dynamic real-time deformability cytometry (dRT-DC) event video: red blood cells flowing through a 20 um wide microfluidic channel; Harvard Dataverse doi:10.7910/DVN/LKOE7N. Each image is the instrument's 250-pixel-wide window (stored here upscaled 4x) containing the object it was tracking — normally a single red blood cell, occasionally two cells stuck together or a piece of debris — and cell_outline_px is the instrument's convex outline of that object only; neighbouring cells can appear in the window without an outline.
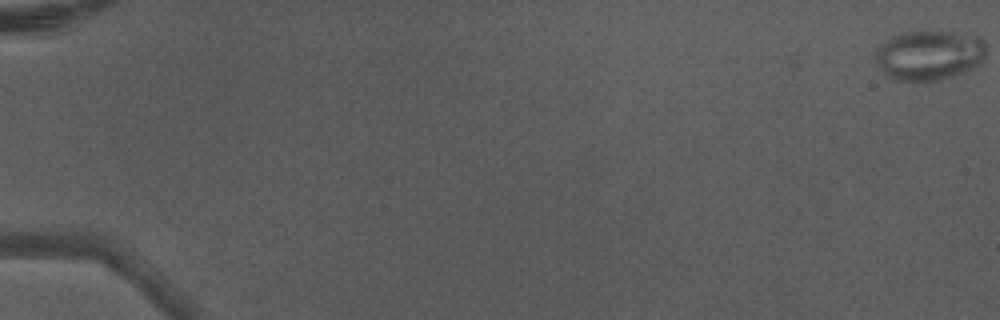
{"species": "Egyptian fruit bat (a non-hibernating species)", "species_latin": "Rousettus aegyptiacus", "temperature_condition": "warm", "stored_images_in_passage": 6, "camera_frame_rate_fps": 3000, "um_per_image_px": 0.085, "animal": {"sex": "male"}, "frame": {"image": 1, "passage_image": 1, "time_ms": 0.0, "image_size_px": [1000, 320], "cell_outline_px": [[984, 56], [972, 68], [936, 80], [896, 80], [888, 76], [876, 64], [876, 52], [892, 36], [904, 32], [956, 32], [980, 36], [984, 40]], "centroid_in_image_um": [78.98, 4.67], "position_along_channel_um": 6.0, "area_um2": 31.27}}